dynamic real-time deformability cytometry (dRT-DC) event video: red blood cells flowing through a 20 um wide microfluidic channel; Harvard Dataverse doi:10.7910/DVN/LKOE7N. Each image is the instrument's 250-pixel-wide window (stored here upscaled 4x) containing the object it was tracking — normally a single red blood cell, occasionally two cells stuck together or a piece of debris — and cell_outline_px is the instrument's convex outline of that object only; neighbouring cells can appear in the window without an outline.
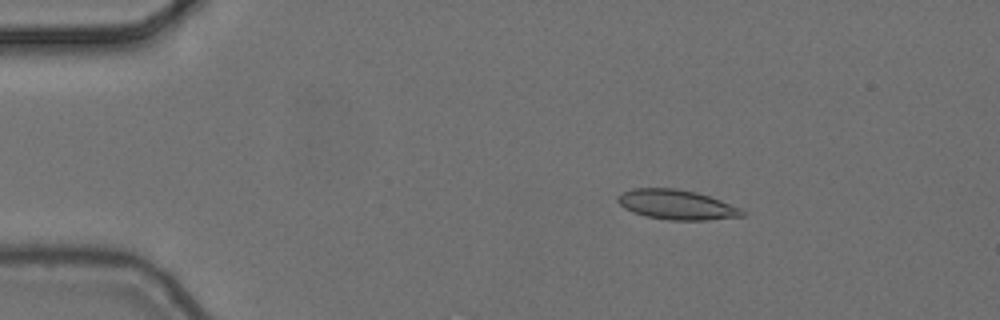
{"species": "common noctule bat (a hibernating species)", "species_latin": "Nyctalus noctula", "temperature_condition": "cold", "stored_images_in_passage": 4, "camera_frame_rate_fps": 3000, "um_per_image_px": 0.085, "animal": {"sex": "female", "body_mass_g": 24.6, "forearm_length_mm": 56.2}, "frame": {"image": 1, "passage_image": 2, "time_ms": 0.333, "image_size_px": [1000, 320], "cell_outline_px": [[744, 216], [708, 220], [668, 220], [644, 216], [632, 212], [624, 208], [616, 200], [616, 196], [620, 192], [632, 188], [676, 188], [696, 192], [720, 200], [740, 208], [744, 212]], "centroid_in_image_um": [57.45, 17.39], "position_along_channel_um": 27.6, "area_um2": 21.73}}
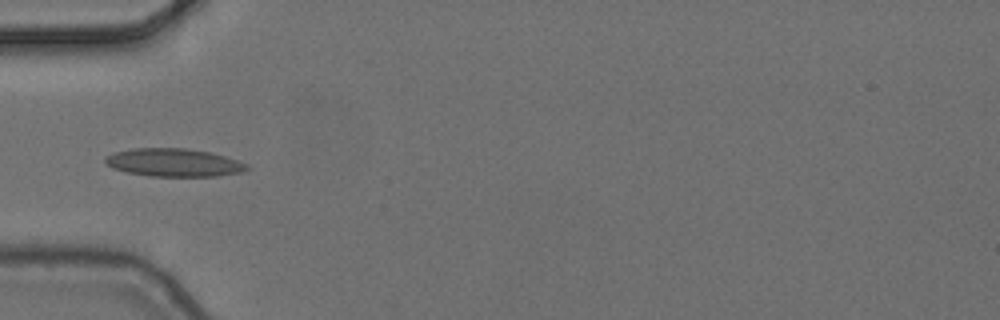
{"frame": {"image": 2, "passage_image": 4, "time_ms": 1.0, "image_size_px": [1000, 320], "cell_outline_px": [[252, 168], [240, 172], [216, 176], [148, 176], [128, 172], [112, 168], [104, 160], [104, 156], [112, 152], [132, 148], [184, 148], [208, 152], [224, 156], [248, 164]], "centroid_in_image_um": [14.74, 13.81], "position_along_channel_um": 70.3, "area_um2": 23.12}}